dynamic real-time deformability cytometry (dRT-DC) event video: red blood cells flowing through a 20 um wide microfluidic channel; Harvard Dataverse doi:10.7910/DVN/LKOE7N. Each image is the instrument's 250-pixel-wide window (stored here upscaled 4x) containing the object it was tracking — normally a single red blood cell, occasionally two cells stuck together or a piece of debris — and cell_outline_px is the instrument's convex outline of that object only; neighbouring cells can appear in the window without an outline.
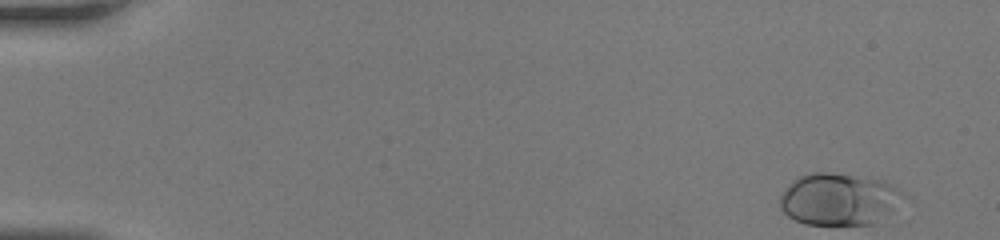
{"species": "human", "species_latin": "Homo sapiens", "temperature_condition": "room temperature", "stored_images_in_passage": 44, "camera_frame_rate_fps": 3000, "um_per_image_px": 0.085, "donor": {"sex": "female"}, "frame": {"image": 1, "passage_image": 1, "time_ms": 0.0, "image_size_px": [1000, 240], "cell_outline_px": [[912, 204], [872, 224], [804, 224], [788, 216], [780, 208], [780, 196], [792, 180], [800, 176], [812, 172], [828, 172], [884, 180], [908, 196]], "centroid_in_image_um": [71.46, 16.94], "position_along_channel_um": 13.5, "area_um2": 38.44}}
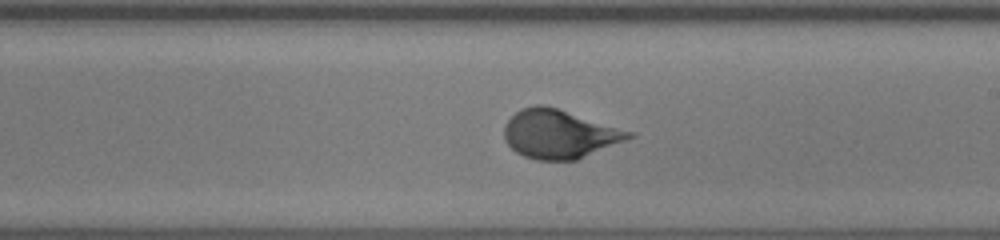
{"frame": {"image": 2, "passage_image": 26, "time_ms": 8.333, "image_size_px": [1000, 240], "cell_outline_px": [[636, 136], [576, 160], [536, 160], [524, 156], [516, 152], [504, 140], [504, 124], [520, 108], [536, 104], [540, 104], [556, 108], [636, 132]], "centroid_in_image_um": [47.55, 11.39], "position_along_channel_um": 241.5, "area_um2": 35.37}}
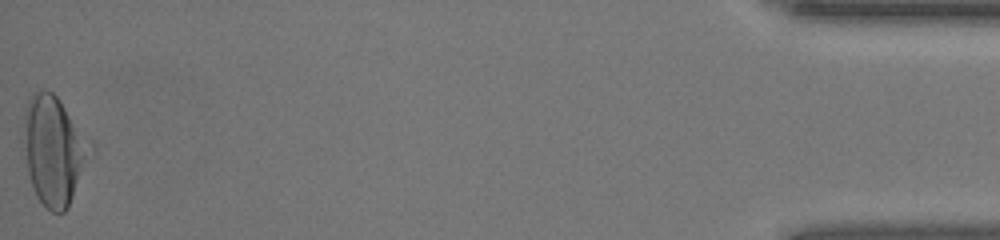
{"frame": {"image": 3, "passage_image": 44, "time_ms": 14.333, "image_size_px": [1000, 240], "cell_outline_px": [[84, 156], [72, 196], [68, 208], [64, 212], [52, 212], [36, 196], [28, 172], [24, 124], [24, 108], [32, 92], [52, 92], [60, 100], [72, 124]], "centroid_in_image_um": [4.37, 12.81], "position_along_channel_um": 430.8, "area_um2": 37.57}}